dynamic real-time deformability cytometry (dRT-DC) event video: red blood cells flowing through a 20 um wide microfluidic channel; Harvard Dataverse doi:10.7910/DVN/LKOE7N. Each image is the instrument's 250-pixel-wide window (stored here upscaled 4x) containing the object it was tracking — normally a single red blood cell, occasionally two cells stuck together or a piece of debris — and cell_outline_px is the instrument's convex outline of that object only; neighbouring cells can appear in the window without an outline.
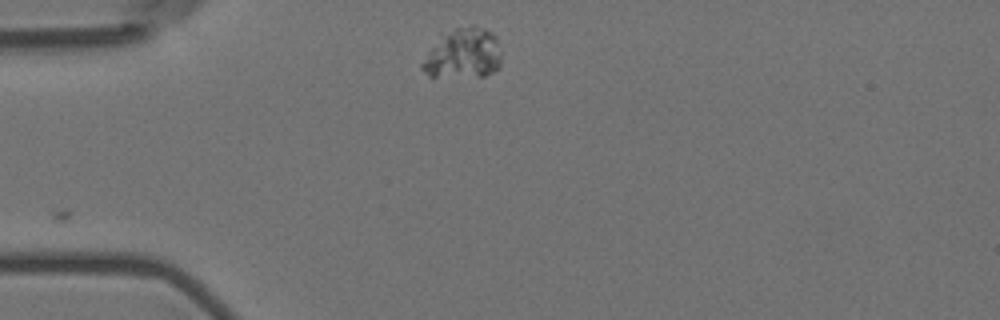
{"species": "Egyptian fruit bat (a non-hibernating species)", "species_latin": "Rousettus aegyptiacus", "temperature_condition": "room temperature", "stored_images_in_passage": 4, "camera_frame_rate_fps": 3000, "um_per_image_px": 0.085, "animal": {"sex": "female"}, "frame": {"image": 1, "passage_image": 1, "time_ms": 0.0, "image_size_px": [1000, 320], "cell_outline_px": [[500, 68], [484, 76], [428, 76], [420, 68], [420, 64], [440, 32], [472, 24], [484, 28], [492, 32], [496, 40], [500, 56]], "centroid_in_image_um": [39.32, 4.53], "position_along_channel_um": 45.7, "area_um2": 23.41}}
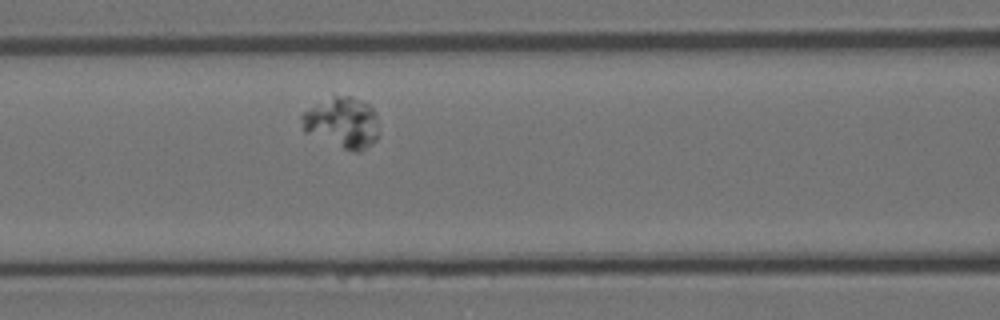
{"frame": {"image": 2, "passage_image": 4, "time_ms": 1.0, "image_size_px": [1000, 320], "cell_outline_px": [[376, 140], [360, 152], [356, 152], [344, 148], [304, 132], [300, 116], [304, 112], [336, 96], [352, 96], [364, 100], [372, 108], [376, 116]], "centroid_in_image_um": [29.1, 10.43], "position_along_channel_um": 137.5, "area_um2": 22.14}}